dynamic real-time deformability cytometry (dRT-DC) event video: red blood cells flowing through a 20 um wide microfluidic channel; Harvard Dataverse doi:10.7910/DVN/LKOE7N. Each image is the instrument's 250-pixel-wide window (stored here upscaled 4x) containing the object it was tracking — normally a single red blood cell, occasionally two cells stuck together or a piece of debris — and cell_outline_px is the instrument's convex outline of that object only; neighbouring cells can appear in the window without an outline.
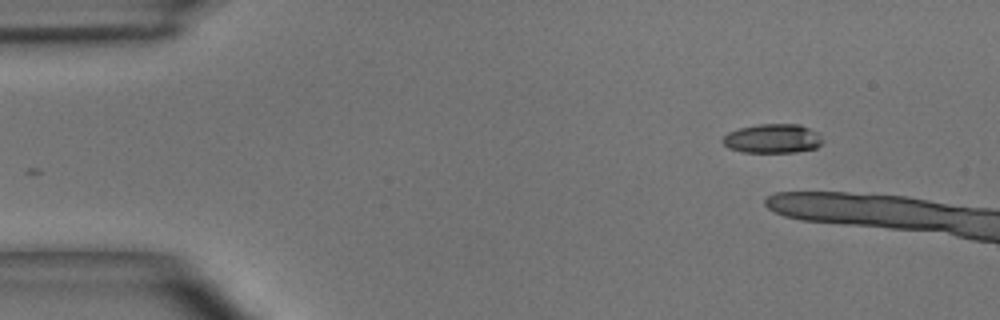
{"species": "common noctule bat (a hibernating species)", "species_latin": "Nyctalus noctula", "temperature_condition": "room temperature", "stored_images_in_passage": 4, "camera_frame_rate_fps": 3000, "um_per_image_px": 0.085, "animal": {"sex": "male", "body_mass_g": 15.6}, "frame": {"image": 1, "passage_image": 1, "time_ms": 0.0, "image_size_px": [1000, 320], "cell_outline_px": [[824, 140], [816, 148], [796, 152], [744, 152], [728, 148], [720, 140], [728, 132], [740, 128], [760, 124], [800, 124], [820, 132]], "centroid_in_image_um": [65.71, 11.77], "position_along_channel_um": 19.3, "area_um2": 17.17}}